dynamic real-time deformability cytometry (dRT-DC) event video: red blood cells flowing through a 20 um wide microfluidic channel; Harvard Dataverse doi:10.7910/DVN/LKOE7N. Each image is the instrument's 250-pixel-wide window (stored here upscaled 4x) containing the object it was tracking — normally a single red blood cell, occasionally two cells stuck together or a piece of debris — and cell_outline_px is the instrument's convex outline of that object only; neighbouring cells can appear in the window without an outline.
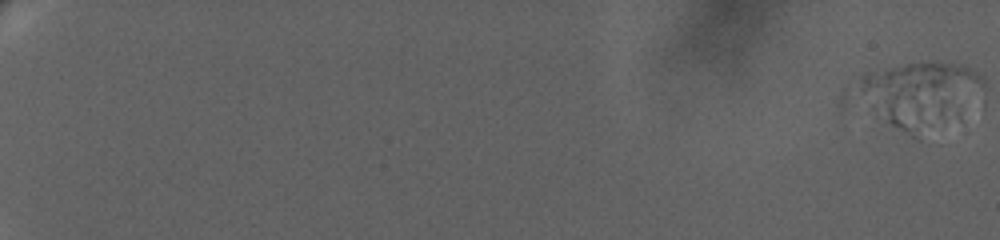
{"species": "human", "species_latin": "Homo sapiens", "temperature_condition": "warm", "stored_images_in_passage": 34, "camera_frame_rate_fps": 3000, "um_per_image_px": 0.085, "donor": {"sex": "female"}, "frame": {"image": 1, "passage_image": 1, "time_ms": 0.0, "image_size_px": [1000, 240], "cell_outline_px": [[984, 104], [904, 128], [892, 124], [876, 116], [860, 84], [860, 76], [868, 72], [908, 64], [964, 64], [984, 76]], "centroid_in_image_um": [78.39, 7.81], "position_along_channel_um": 6.6, "area_um2": 43.47}}
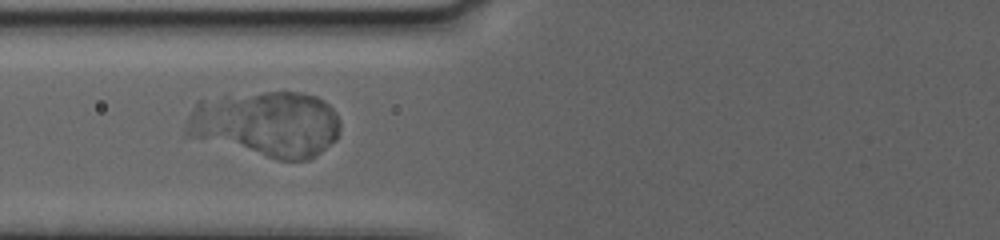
{"frame": {"image": 2, "passage_image": 13, "time_ms": 11.0, "image_size_px": [1000, 240], "cell_outline_px": [[340, 132], [336, 140], [320, 152], [308, 160], [276, 160], [188, 136], [184, 132], [184, 128], [188, 116], [196, 100], [228, 92], [304, 92], [316, 96], [324, 100], [332, 108], [340, 120]], "centroid_in_image_um": [22.59, 10.5], "position_along_channel_um": 103.2, "area_um2": 60.4}}
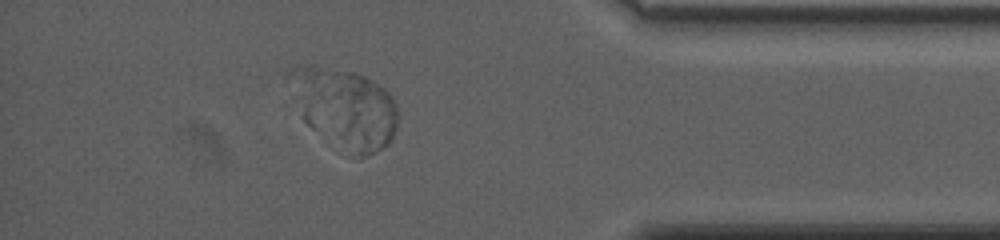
{"frame": {"image": 3, "passage_image": 30, "time_ms": 21.0, "image_size_px": [1000, 240], "cell_outline_px": [[396, 128], [388, 144], [368, 156], [360, 156], [332, 92], [332, 72], [352, 72], [364, 76], [372, 80], [384, 88], [388, 92], [396, 104]], "centroid_in_image_um": [31.03, 9.42], "position_along_channel_um": 404.2, "area_um2": 26.76}}